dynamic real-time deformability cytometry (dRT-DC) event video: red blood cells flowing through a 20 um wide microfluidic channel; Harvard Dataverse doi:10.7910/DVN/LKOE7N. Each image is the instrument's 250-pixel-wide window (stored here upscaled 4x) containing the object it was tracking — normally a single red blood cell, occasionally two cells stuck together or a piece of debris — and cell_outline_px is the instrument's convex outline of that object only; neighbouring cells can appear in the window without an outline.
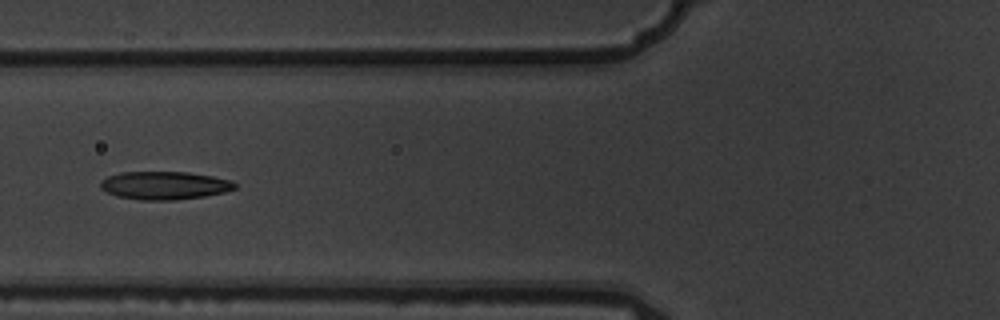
{"species": "common noctule bat (a hibernating species)", "species_latin": "Nyctalus noctula", "temperature_condition": "warm", "stored_images_in_passage": 9, "camera_frame_rate_fps": 3000, "um_per_image_px": 0.085, "animal": {"sex": "male", "body_mass_g": 19.5, "forearm_length_mm": 54.6}, "frame": {"image": 1, "passage_image": 6, "time_ms": 1.667, "image_size_px": [1000, 320], "cell_outline_px": [[236, 188], [224, 192], [204, 196], [176, 200], [140, 200], [116, 196], [100, 188], [100, 180], [108, 176], [120, 172], [188, 172], [212, 176], [232, 180], [236, 184]], "centroid_in_image_um": [13.97, 15.76], "position_along_channel_um": 111.8, "area_um2": 22.08}}
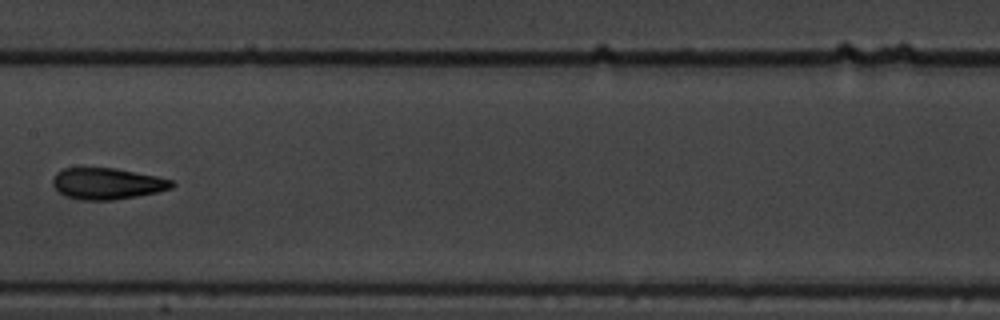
{"frame": {"image": 2, "passage_image": 8, "time_ms": 2.333, "image_size_px": [1000, 320], "cell_outline_px": [[176, 184], [172, 188], [156, 192], [136, 196], [112, 200], [80, 200], [64, 196], [52, 184], [52, 176], [56, 172], [64, 168], [116, 168], [156, 176], [172, 180]], "centroid_in_image_um": [9.08, 15.6], "position_along_channel_um": 198.3, "area_um2": 21.79}}
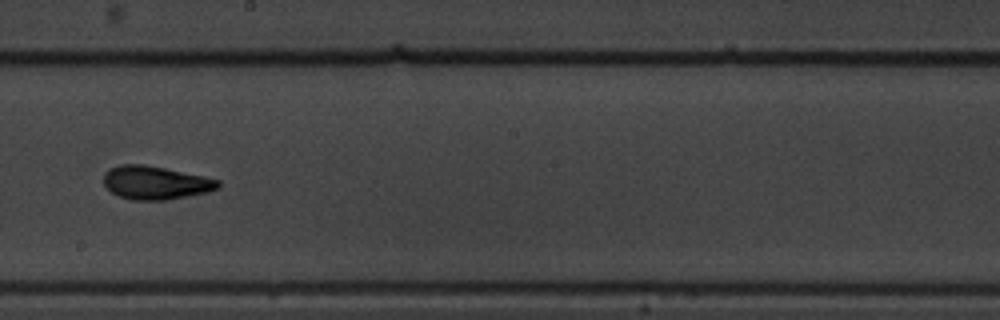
{"frame": {"image": 3, "passage_image": 9, "time_ms": 2.667, "image_size_px": [1000, 320], "cell_outline_px": [[220, 188], [208, 192], [168, 200], [132, 200], [120, 196], [112, 192], [104, 184], [104, 172], [120, 164], [144, 164], [204, 176], [220, 180]], "centroid_in_image_um": [13.25, 15.53], "position_along_channel_um": 235.0, "area_um2": 22.25}}